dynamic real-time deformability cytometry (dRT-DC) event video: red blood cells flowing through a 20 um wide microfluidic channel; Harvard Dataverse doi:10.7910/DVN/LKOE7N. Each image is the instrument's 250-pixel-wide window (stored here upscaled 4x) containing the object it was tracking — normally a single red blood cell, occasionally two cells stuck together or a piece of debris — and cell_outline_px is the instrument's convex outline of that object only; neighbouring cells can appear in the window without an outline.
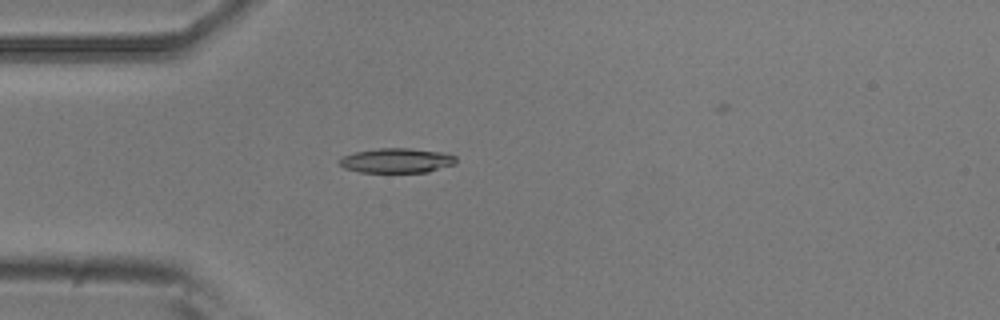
{"species": "common noctule bat (a hibernating species)", "species_latin": "Nyctalus noctula", "temperature_condition": "room temperature", "stored_images_in_passage": 35, "camera_frame_rate_fps": 3000, "um_per_image_px": 0.085, "animal": {"sex": "male", "body_mass_g": 20.5, "forearm_length_mm": 52.5}, "frame": {"image": 1, "passage_image": 1, "time_ms": 0.0, "image_size_px": [1000, 320], "cell_outline_px": [[456, 164], [428, 172], [360, 172], [344, 168], [336, 160], [352, 152], [376, 148], [412, 148], [444, 152], [456, 156]], "centroid_in_image_um": [33.72, 13.63], "position_along_channel_um": 51.3, "area_um2": 17.05}}
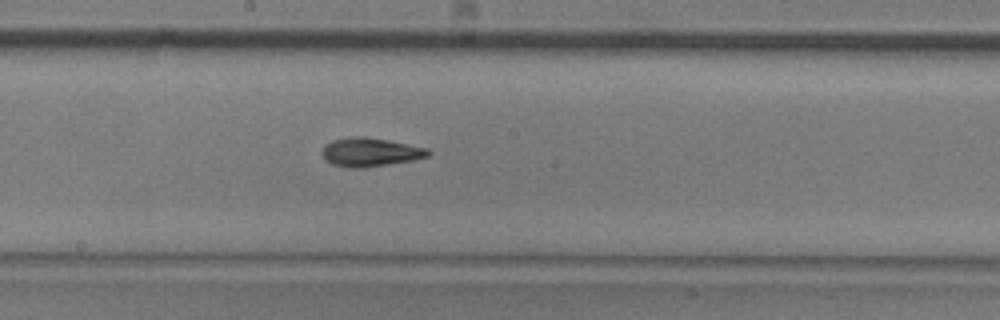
{"frame": {"image": 2, "passage_image": 15, "time_ms": 4.667, "image_size_px": [1000, 320], "cell_outline_px": [[432, 152], [428, 156], [412, 160], [364, 168], [352, 168], [332, 164], [324, 156], [324, 144], [332, 140], [348, 136], [364, 136], [388, 140], [428, 148]], "centroid_in_image_um": [31.49, 12.92], "position_along_channel_um": 216.7, "area_um2": 17.63}}
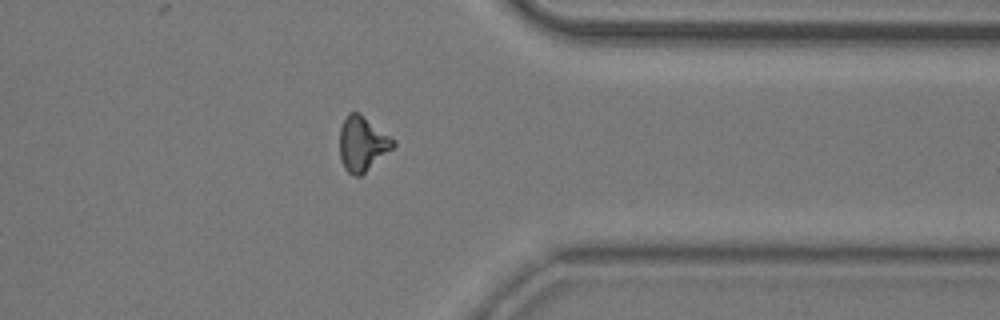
{"frame": {"image": 3, "passage_image": 29, "time_ms": 9.333, "image_size_px": [1000, 320], "cell_outline_px": [[396, 144], [392, 148], [360, 176], [352, 176], [344, 168], [340, 160], [340, 128], [348, 112], [360, 112], [396, 140]], "centroid_in_image_um": [30.79, 12.2], "position_along_channel_um": 380.6, "area_um2": 17.11}, "authors_computed_cell_mechanics": {"area_um2": 16.7042, "velocity_mm_per_s": 3.7004, "shape_relaxation_time_tau1_ms": 4.373, "shape_relaxation_time_tau2_ms": 2.0191, "deformation_change_tau1": 0.1364, "deformation_change_tau2": 0.0932}}